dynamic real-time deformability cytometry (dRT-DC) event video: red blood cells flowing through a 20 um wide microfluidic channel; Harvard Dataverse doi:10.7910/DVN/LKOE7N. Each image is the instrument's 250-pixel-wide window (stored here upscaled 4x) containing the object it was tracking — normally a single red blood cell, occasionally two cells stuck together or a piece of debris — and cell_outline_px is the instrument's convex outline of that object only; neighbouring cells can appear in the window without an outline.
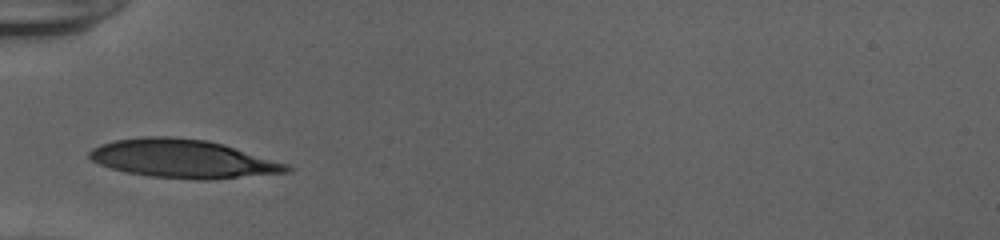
{"species": "human", "species_latin": "Homo sapiens", "temperature_condition": "cold", "stored_images_in_passage": 27, "camera_frame_rate_fps": 3000, "um_per_image_px": 0.085, "donor": {"sex": "female"}, "frame": {"image": 1, "passage_image": 1, "time_ms": 0.0, "image_size_px": [1000, 240], "cell_outline_px": [[292, 172], [212, 180], [196, 180], [148, 176], [128, 172], [112, 168], [100, 164], [92, 160], [88, 156], [88, 152], [92, 148], [100, 144], [116, 140], [148, 136], [172, 136], [208, 140], [224, 144], [288, 164], [292, 168]], "centroid_in_image_um": [15.59, 13.5], "position_along_channel_um": 69.4, "area_um2": 44.39}}
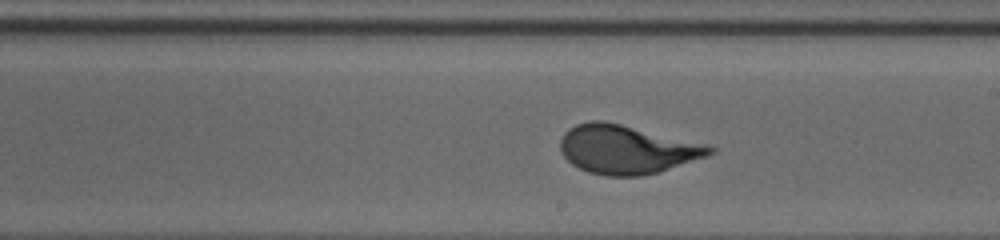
{"frame": {"image": 2, "passage_image": 14, "time_ms": 4.333, "image_size_px": [1000, 240], "cell_outline_px": [[716, 152], [708, 156], [660, 172], [640, 176], [608, 176], [588, 172], [572, 164], [564, 156], [560, 148], [560, 140], [564, 132], [568, 128], [576, 124], [592, 120], [604, 120], [704, 144], [716, 148]], "centroid_in_image_um": [53.26, 12.7], "position_along_channel_um": 235.7, "area_um2": 42.31}}
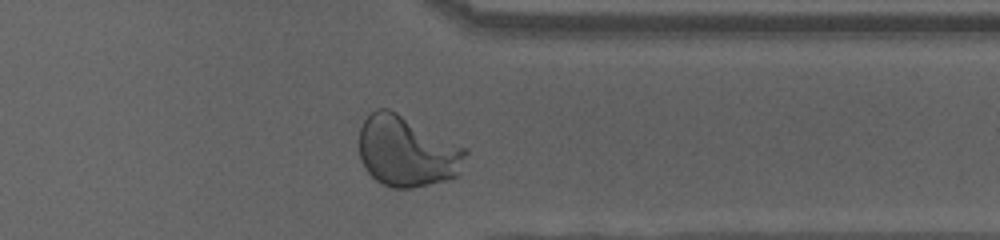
{"frame": {"image": 3, "passage_image": 25, "time_ms": 8.0, "image_size_px": [1000, 240], "cell_outline_px": [[468, 152], [460, 176], [412, 188], [392, 188], [376, 180], [364, 168], [360, 160], [360, 128], [364, 120], [376, 108], [388, 108], [468, 148]], "centroid_in_image_um": [34.62, 12.88], "position_along_channel_um": 376.8, "area_um2": 44.04}}